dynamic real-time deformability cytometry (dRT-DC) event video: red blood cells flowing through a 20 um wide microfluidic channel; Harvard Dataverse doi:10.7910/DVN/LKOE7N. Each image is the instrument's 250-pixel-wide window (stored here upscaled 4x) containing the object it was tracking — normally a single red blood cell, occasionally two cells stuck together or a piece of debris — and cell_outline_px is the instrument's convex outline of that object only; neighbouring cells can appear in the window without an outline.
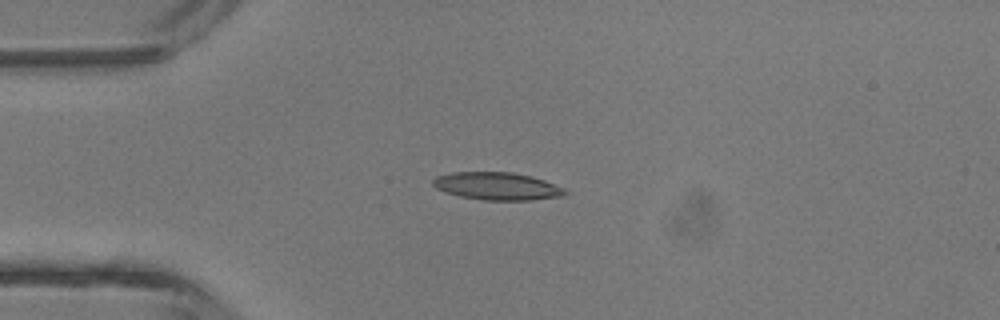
{"species": "common noctule bat (a hibernating species)", "species_latin": "Nyctalus noctula", "temperature_condition": "room temperature", "stored_images_in_passage": 4, "camera_frame_rate_fps": 3000, "um_per_image_px": 0.085, "animal": {"sex": "male", "body_mass_g": 13.3}, "frame": {"image": 1, "passage_image": 2, "time_ms": 1.333, "image_size_px": [1000, 320], "cell_outline_px": [[568, 192], [564, 196], [532, 200], [484, 200], [460, 196], [444, 192], [436, 188], [432, 184], [432, 180], [436, 176], [452, 172], [512, 172], [532, 176], [544, 180], [564, 188]], "centroid_in_image_um": [42.25, 15.82], "position_along_channel_um": 42.7, "area_um2": 21.39}}
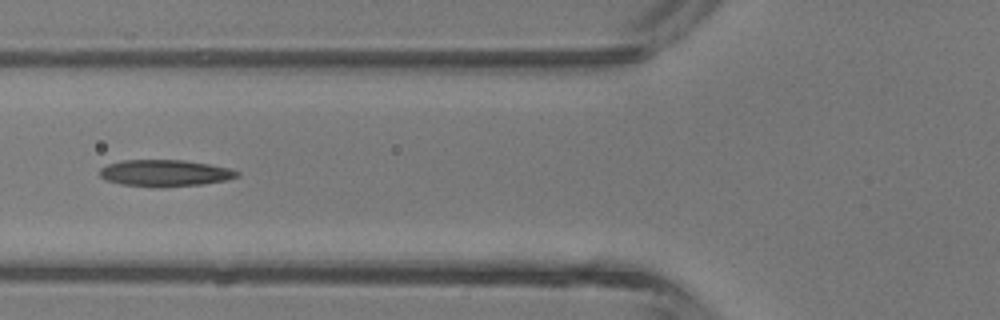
{"frame": {"image": 2, "passage_image": 4, "time_ms": 3.333, "image_size_px": [1000, 320], "cell_outline_px": [[240, 176], [228, 180], [200, 184], [164, 188], [160, 188], [120, 184], [108, 180], [100, 176], [100, 168], [108, 164], [124, 160], [184, 160], [208, 164], [228, 168], [240, 172]], "centroid_in_image_um": [14.04, 14.72], "position_along_channel_um": 111.8, "area_um2": 21.39}}